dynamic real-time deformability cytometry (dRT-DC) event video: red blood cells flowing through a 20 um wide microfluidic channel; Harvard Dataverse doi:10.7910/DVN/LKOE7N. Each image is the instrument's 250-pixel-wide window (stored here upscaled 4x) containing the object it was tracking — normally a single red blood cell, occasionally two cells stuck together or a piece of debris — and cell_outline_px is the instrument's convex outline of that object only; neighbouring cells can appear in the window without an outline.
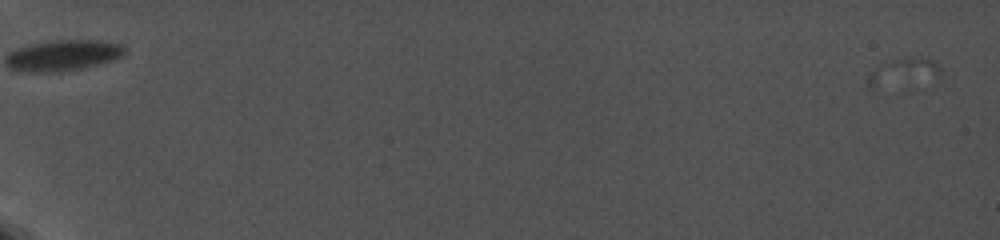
{"species": "common noctule bat (a hibernating species)", "species_latin": "Nyctalus noctula", "temperature_condition": "cold", "stored_images_in_passage": 2, "camera_frame_rate_fps": 5000, "um_per_image_px": 0.085, "animal": {"sex": "female", "body_mass_g": 19.0, "forearm_length_mm": 56.7}, "frame": {"image": 1, "passage_image": 2, "time_ms": 0.4, "image_size_px": [1000, 240], "cell_outline_px": [[940, 76], [872, 88], [868, 84], [868, 76], [876, 68], [900, 56], [924, 56], [940, 64]], "centroid_in_image_um": [76.83, 6.04], "position_along_channel_um": 8.2, "area_um2": 11.21}}